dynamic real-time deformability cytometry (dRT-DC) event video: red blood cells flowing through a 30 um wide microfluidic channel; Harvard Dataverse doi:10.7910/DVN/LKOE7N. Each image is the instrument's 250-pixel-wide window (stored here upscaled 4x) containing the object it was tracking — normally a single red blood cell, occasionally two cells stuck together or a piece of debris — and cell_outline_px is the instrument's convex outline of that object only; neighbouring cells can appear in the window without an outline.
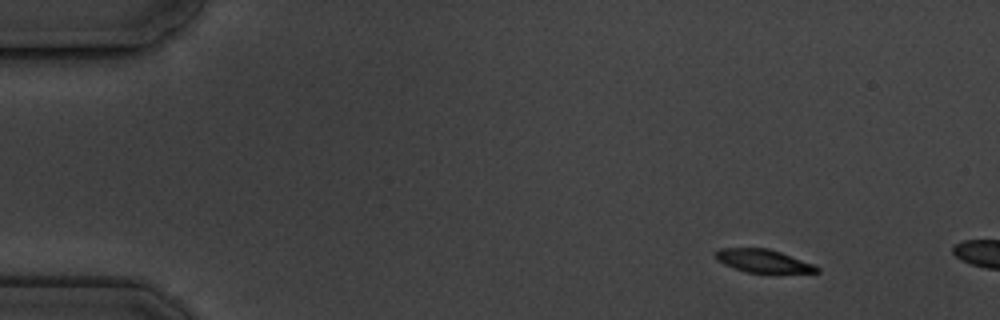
{"species": "common noctule bat (a hibernating species)", "species_latin": "Nyctalus noctula", "temperature_condition": "cold", "stored_images_in_passage": 3, "camera_frame_rate_fps": 3000, "um_per_image_px": 0.085, "animal": {"sex": "male", "body_mass_g": 19.5, "forearm_length_mm": 54.6}, "frame": {"image": 1, "passage_image": 1, "time_ms": 0.0, "image_size_px": [1000, 320], "cell_outline_px": [[820, 272], [748, 272], [724, 264], [716, 260], [716, 252], [720, 248], [768, 248], [780, 252], [812, 264], [820, 268]], "centroid_in_image_um": [64.84, 22.16], "position_along_channel_um": 20.2, "area_um2": 13.18}}